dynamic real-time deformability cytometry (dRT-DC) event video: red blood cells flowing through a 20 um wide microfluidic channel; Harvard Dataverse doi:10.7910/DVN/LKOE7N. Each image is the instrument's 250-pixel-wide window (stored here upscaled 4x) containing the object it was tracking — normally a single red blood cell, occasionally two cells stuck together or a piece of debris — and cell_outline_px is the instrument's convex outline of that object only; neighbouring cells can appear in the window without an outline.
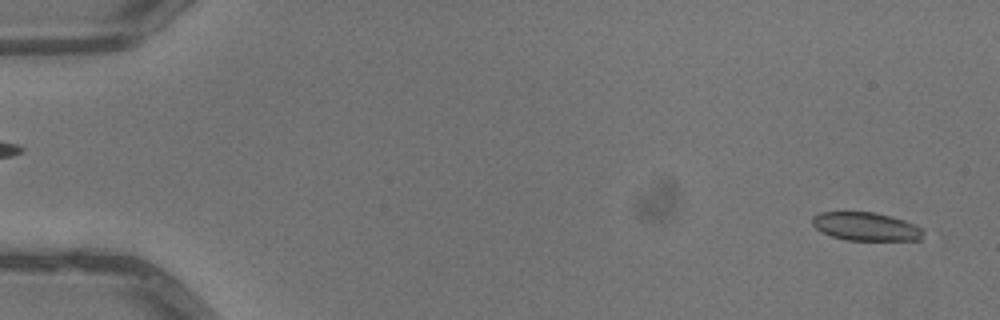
{"species": "common noctule bat (a hibernating species)", "species_latin": "Nyctalus noctula", "temperature_condition": "warm", "stored_images_in_passage": 6, "segment_of_instrument_passage": [2, 2], "camera_frame_rate_fps": 3000, "um_per_image_px": 0.085, "animal": {"sex": "male", "body_mass_g": 13.3}, "frame": {"image": 1, "passage_image": 6, "time_ms": 1.667, "image_size_px": [1000, 320], "cell_outline_px": [[924, 232], [920, 240], [844, 240], [832, 236], [816, 228], [812, 224], [812, 216], [820, 212], [876, 212], [892, 216], [904, 220], [924, 228]], "centroid_in_image_um": [73.63, 19.25], "position_along_channel_um": 11.4, "area_um2": 18.44}}